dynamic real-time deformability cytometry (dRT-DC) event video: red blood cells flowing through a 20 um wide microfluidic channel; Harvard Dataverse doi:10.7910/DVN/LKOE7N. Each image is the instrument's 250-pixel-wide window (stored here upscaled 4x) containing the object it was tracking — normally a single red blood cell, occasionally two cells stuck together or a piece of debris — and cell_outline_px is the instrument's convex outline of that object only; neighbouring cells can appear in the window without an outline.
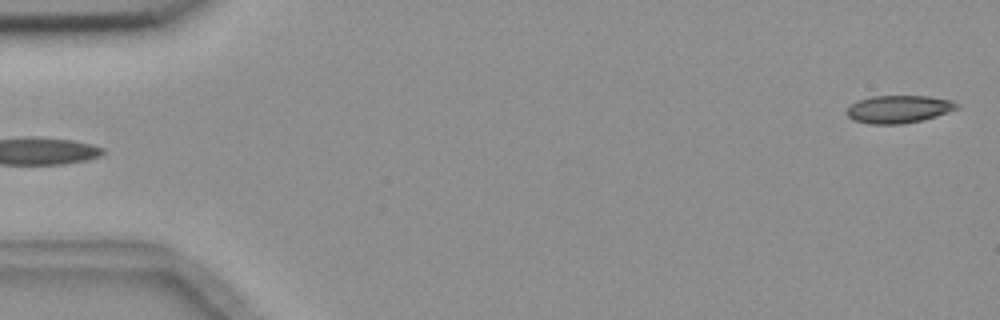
{"species": "common noctule bat (a hibernating species)", "species_latin": "Nyctalus noctula", "temperature_condition": "room temperature", "stored_images_in_passage": 5, "segment_of_instrument_passage": [2, 2], "camera_frame_rate_fps": 3000, "um_per_image_px": 0.085, "animal": {"sex": "female", "body_mass_g": 18.4}, "frame": {"image": 1, "passage_image": 5, "time_ms": 5.333, "image_size_px": [1000, 320], "cell_outline_px": [[960, 108], [924, 120], [900, 124], [868, 124], [852, 120], [844, 112], [856, 100], [872, 96], [928, 96], [952, 100], [960, 104]], "centroid_in_image_um": [76.38, 9.28], "position_along_channel_um": 8.6, "area_um2": 18.03}}